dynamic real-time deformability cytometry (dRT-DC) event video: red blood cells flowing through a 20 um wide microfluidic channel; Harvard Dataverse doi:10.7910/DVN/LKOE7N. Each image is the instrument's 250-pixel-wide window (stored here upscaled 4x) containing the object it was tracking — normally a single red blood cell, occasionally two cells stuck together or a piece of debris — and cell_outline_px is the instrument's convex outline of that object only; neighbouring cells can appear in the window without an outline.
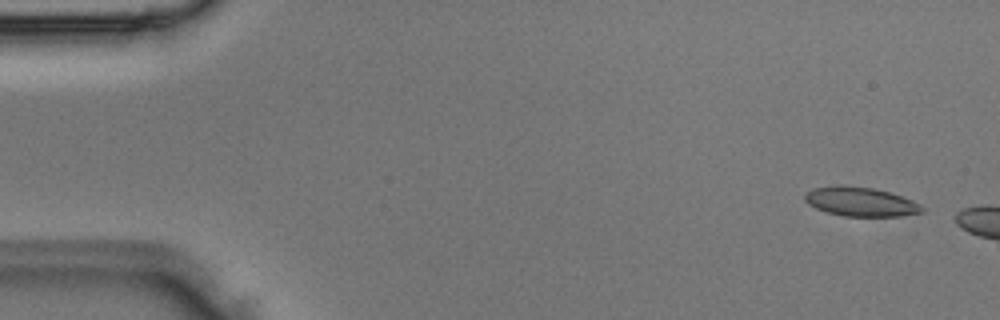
{"species": "Egyptian fruit bat (a non-hibernating species)", "species_latin": "Rousettus aegyptiacus", "temperature_condition": "room temperature", "stored_images_in_passage": 2, "camera_frame_rate_fps": 3000, "um_per_image_px": 0.085, "animal": {"sex": "male"}, "frame": {"image": 1, "passage_image": 1, "time_ms": 0.0, "image_size_px": [1000, 320], "cell_outline_px": [[924, 212], [900, 216], [844, 216], [828, 212], [816, 208], [808, 204], [804, 200], [804, 196], [812, 188], [840, 184], [872, 188], [888, 192], [912, 200], [920, 204], [924, 208]], "centroid_in_image_um": [73.14, 17.14], "position_along_channel_um": 11.9, "area_um2": 19.88}}